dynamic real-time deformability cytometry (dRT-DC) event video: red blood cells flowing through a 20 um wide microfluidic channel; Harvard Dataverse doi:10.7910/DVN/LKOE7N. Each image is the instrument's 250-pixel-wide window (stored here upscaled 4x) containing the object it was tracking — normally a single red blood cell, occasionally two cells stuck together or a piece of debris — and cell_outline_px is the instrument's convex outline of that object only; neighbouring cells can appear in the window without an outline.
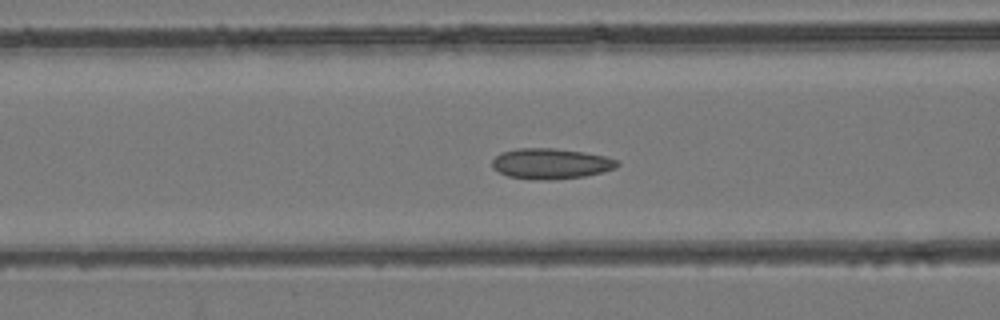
{"species": "common noctule bat (a hibernating species)", "species_latin": "Nyctalus noctula", "temperature_condition": "room temperature", "stored_images_in_passage": 42, "camera_frame_rate_fps": 3000, "um_per_image_px": 0.085, "animal": {"sex": "female", "body_mass_g": 24.6, "forearm_length_mm": 56.2}, "frame": {"image": 1, "passage_image": 18, "time_ms": 5.667, "image_size_px": [1000, 320], "cell_outline_px": [[620, 164], [616, 168], [584, 176], [552, 180], [544, 180], [508, 176], [492, 168], [492, 160], [500, 152], [516, 148], [552, 148], [584, 152], [604, 156], [616, 160]], "centroid_in_image_um": [46.79, 13.9], "position_along_channel_um": 119.8, "area_um2": 22.14}}
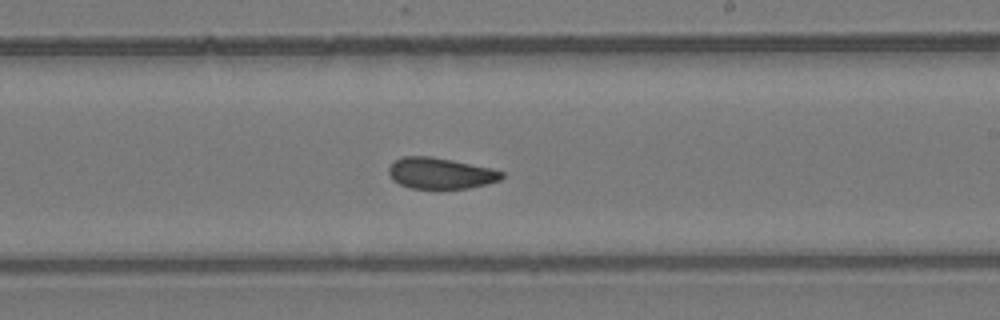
{"frame": {"image": 2, "passage_image": 27, "time_ms": 8.667, "image_size_px": [1000, 320], "cell_outline_px": [[504, 176], [500, 180], [488, 184], [468, 188], [408, 188], [392, 180], [388, 172], [388, 168], [396, 160], [404, 156], [432, 156], [492, 168], [504, 172]], "centroid_in_image_um": [37.45, 14.73], "position_along_channel_um": 251.5, "area_um2": 20.52}}
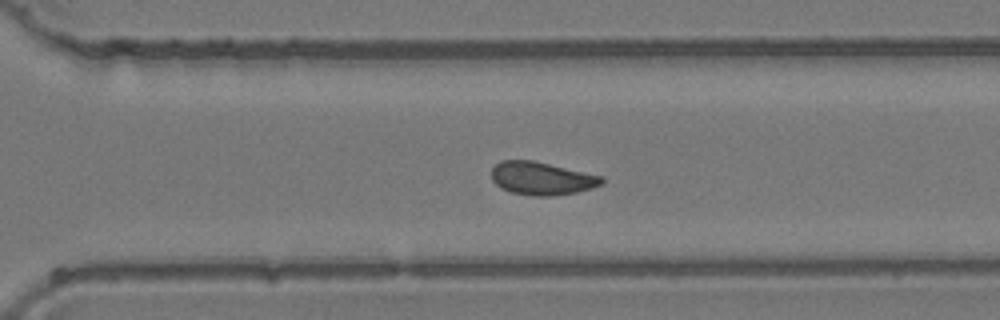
{"frame": {"image": 3, "passage_image": 32, "time_ms": 10.333, "image_size_px": [1000, 320], "cell_outline_px": [[604, 180], [600, 184], [592, 188], [576, 192], [552, 196], [536, 196], [512, 192], [500, 188], [492, 180], [492, 168], [500, 160], [532, 160], [604, 176]], "centroid_in_image_um": [46.04, 15.16], "position_along_channel_um": 324.6, "area_um2": 21.15}}